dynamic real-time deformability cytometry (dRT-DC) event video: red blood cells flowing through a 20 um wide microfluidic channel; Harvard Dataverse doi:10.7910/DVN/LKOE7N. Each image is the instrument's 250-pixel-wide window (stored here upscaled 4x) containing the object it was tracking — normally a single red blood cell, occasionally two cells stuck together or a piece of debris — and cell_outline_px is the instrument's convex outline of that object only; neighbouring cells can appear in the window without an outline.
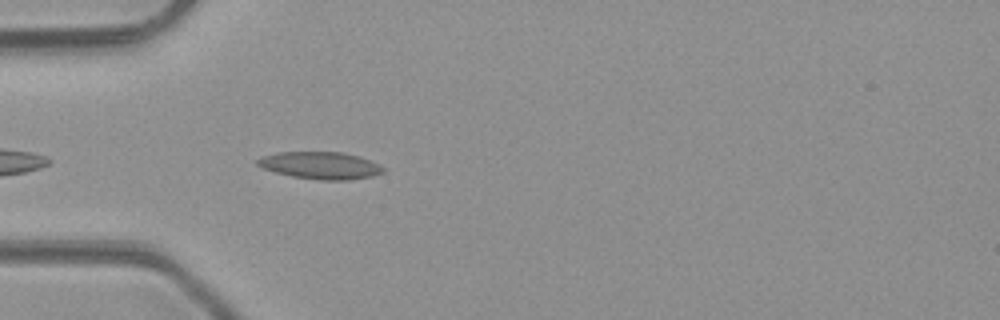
{"species": "common noctule bat (a hibernating species)", "species_latin": "Nyctalus noctula", "temperature_condition": "room temperature", "stored_images_in_passage": 1, "camera_frame_rate_fps": 3000, "um_per_image_px": 0.085, "animal": {"sex": "male", "body_mass_g": 23.1, "forearm_length_mm": 52.7}, "frame": {"image": 1, "passage_image": 1, "time_ms": 0.0, "image_size_px": [1000, 320], "cell_outline_px": [[384, 172], [372, 176], [348, 180], [320, 180], [292, 176], [276, 172], [264, 168], [256, 164], [256, 160], [264, 156], [280, 152], [344, 152], [360, 156], [384, 168]], "centroid_in_image_um": [27.24, 14.06], "position_along_channel_um": 57.8, "area_um2": 19.71}}